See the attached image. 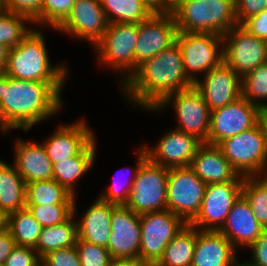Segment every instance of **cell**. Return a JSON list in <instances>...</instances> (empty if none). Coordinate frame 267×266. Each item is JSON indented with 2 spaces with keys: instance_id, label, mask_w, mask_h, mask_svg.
Segmentation results:
<instances>
[{
  "instance_id": "cell-1",
  "label": "cell",
  "mask_w": 267,
  "mask_h": 266,
  "mask_svg": "<svg viewBox=\"0 0 267 266\" xmlns=\"http://www.w3.org/2000/svg\"><path fill=\"white\" fill-rule=\"evenodd\" d=\"M64 86L65 82L19 80L1 73L0 132H28L34 125L57 116L63 109Z\"/></svg>"
},
{
  "instance_id": "cell-2",
  "label": "cell",
  "mask_w": 267,
  "mask_h": 266,
  "mask_svg": "<svg viewBox=\"0 0 267 266\" xmlns=\"http://www.w3.org/2000/svg\"><path fill=\"white\" fill-rule=\"evenodd\" d=\"M194 86L187 77L180 46L174 43L140 65L119 87L128 104L154 110L168 95Z\"/></svg>"
},
{
  "instance_id": "cell-3",
  "label": "cell",
  "mask_w": 267,
  "mask_h": 266,
  "mask_svg": "<svg viewBox=\"0 0 267 266\" xmlns=\"http://www.w3.org/2000/svg\"><path fill=\"white\" fill-rule=\"evenodd\" d=\"M42 29L32 27L17 46L9 49L5 73L19 80L66 82L69 67L65 62L52 66Z\"/></svg>"
},
{
  "instance_id": "cell-4",
  "label": "cell",
  "mask_w": 267,
  "mask_h": 266,
  "mask_svg": "<svg viewBox=\"0 0 267 266\" xmlns=\"http://www.w3.org/2000/svg\"><path fill=\"white\" fill-rule=\"evenodd\" d=\"M170 12L180 32L223 35L238 26L235 0H182Z\"/></svg>"
},
{
  "instance_id": "cell-5",
  "label": "cell",
  "mask_w": 267,
  "mask_h": 266,
  "mask_svg": "<svg viewBox=\"0 0 267 266\" xmlns=\"http://www.w3.org/2000/svg\"><path fill=\"white\" fill-rule=\"evenodd\" d=\"M137 39L138 23H108L102 38L93 46L100 65L113 72L123 73L122 78H116L121 79L118 81L119 86L134 72Z\"/></svg>"
},
{
  "instance_id": "cell-6",
  "label": "cell",
  "mask_w": 267,
  "mask_h": 266,
  "mask_svg": "<svg viewBox=\"0 0 267 266\" xmlns=\"http://www.w3.org/2000/svg\"><path fill=\"white\" fill-rule=\"evenodd\" d=\"M141 243L139 261L154 266L166 246L187 223L168 209L140 214Z\"/></svg>"
},
{
  "instance_id": "cell-7",
  "label": "cell",
  "mask_w": 267,
  "mask_h": 266,
  "mask_svg": "<svg viewBox=\"0 0 267 266\" xmlns=\"http://www.w3.org/2000/svg\"><path fill=\"white\" fill-rule=\"evenodd\" d=\"M183 55L184 70L195 84L197 74L204 75L223 62V36L214 33L180 32L176 36Z\"/></svg>"
},
{
  "instance_id": "cell-8",
  "label": "cell",
  "mask_w": 267,
  "mask_h": 266,
  "mask_svg": "<svg viewBox=\"0 0 267 266\" xmlns=\"http://www.w3.org/2000/svg\"><path fill=\"white\" fill-rule=\"evenodd\" d=\"M169 169L146 159L139 167L124 206L137 214L167 209Z\"/></svg>"
},
{
  "instance_id": "cell-9",
  "label": "cell",
  "mask_w": 267,
  "mask_h": 266,
  "mask_svg": "<svg viewBox=\"0 0 267 266\" xmlns=\"http://www.w3.org/2000/svg\"><path fill=\"white\" fill-rule=\"evenodd\" d=\"M166 106L175 109V118L177 117L179 123L175 129L195 136L202 143H207L211 111L194 86L168 95L154 110L148 112H161Z\"/></svg>"
},
{
  "instance_id": "cell-10",
  "label": "cell",
  "mask_w": 267,
  "mask_h": 266,
  "mask_svg": "<svg viewBox=\"0 0 267 266\" xmlns=\"http://www.w3.org/2000/svg\"><path fill=\"white\" fill-rule=\"evenodd\" d=\"M206 186L190 167L169 168L167 209L190 224L201 209Z\"/></svg>"
},
{
  "instance_id": "cell-11",
  "label": "cell",
  "mask_w": 267,
  "mask_h": 266,
  "mask_svg": "<svg viewBox=\"0 0 267 266\" xmlns=\"http://www.w3.org/2000/svg\"><path fill=\"white\" fill-rule=\"evenodd\" d=\"M232 167L242 176H257L267 156L259 123L218 145Z\"/></svg>"
},
{
  "instance_id": "cell-12",
  "label": "cell",
  "mask_w": 267,
  "mask_h": 266,
  "mask_svg": "<svg viewBox=\"0 0 267 266\" xmlns=\"http://www.w3.org/2000/svg\"><path fill=\"white\" fill-rule=\"evenodd\" d=\"M222 36L223 61L241 78L267 62V41L251 35L240 25Z\"/></svg>"
},
{
  "instance_id": "cell-13",
  "label": "cell",
  "mask_w": 267,
  "mask_h": 266,
  "mask_svg": "<svg viewBox=\"0 0 267 266\" xmlns=\"http://www.w3.org/2000/svg\"><path fill=\"white\" fill-rule=\"evenodd\" d=\"M243 181L208 184L201 209L190 223L203 231H220L229 211L242 195Z\"/></svg>"
},
{
  "instance_id": "cell-14",
  "label": "cell",
  "mask_w": 267,
  "mask_h": 266,
  "mask_svg": "<svg viewBox=\"0 0 267 266\" xmlns=\"http://www.w3.org/2000/svg\"><path fill=\"white\" fill-rule=\"evenodd\" d=\"M178 29L170 11L153 13L138 23V39L134 49V71L145 60L176 43Z\"/></svg>"
},
{
  "instance_id": "cell-15",
  "label": "cell",
  "mask_w": 267,
  "mask_h": 266,
  "mask_svg": "<svg viewBox=\"0 0 267 266\" xmlns=\"http://www.w3.org/2000/svg\"><path fill=\"white\" fill-rule=\"evenodd\" d=\"M260 110L243 97L211 111L207 143L219 145L224 139L233 137L258 123Z\"/></svg>"
},
{
  "instance_id": "cell-16",
  "label": "cell",
  "mask_w": 267,
  "mask_h": 266,
  "mask_svg": "<svg viewBox=\"0 0 267 266\" xmlns=\"http://www.w3.org/2000/svg\"><path fill=\"white\" fill-rule=\"evenodd\" d=\"M141 243L140 214L124 205L115 206L107 249L114 261L137 260Z\"/></svg>"
},
{
  "instance_id": "cell-17",
  "label": "cell",
  "mask_w": 267,
  "mask_h": 266,
  "mask_svg": "<svg viewBox=\"0 0 267 266\" xmlns=\"http://www.w3.org/2000/svg\"><path fill=\"white\" fill-rule=\"evenodd\" d=\"M107 26L100 0H77L70 14L55 30L94 46L102 38Z\"/></svg>"
},
{
  "instance_id": "cell-18",
  "label": "cell",
  "mask_w": 267,
  "mask_h": 266,
  "mask_svg": "<svg viewBox=\"0 0 267 266\" xmlns=\"http://www.w3.org/2000/svg\"><path fill=\"white\" fill-rule=\"evenodd\" d=\"M201 144L195 136L174 128L164 133L153 147L146 144L142 147L149 161L169 169L190 167Z\"/></svg>"
},
{
  "instance_id": "cell-19",
  "label": "cell",
  "mask_w": 267,
  "mask_h": 266,
  "mask_svg": "<svg viewBox=\"0 0 267 266\" xmlns=\"http://www.w3.org/2000/svg\"><path fill=\"white\" fill-rule=\"evenodd\" d=\"M194 87L201 93L210 111L222 108L242 97V78L224 61L205 73Z\"/></svg>"
},
{
  "instance_id": "cell-20",
  "label": "cell",
  "mask_w": 267,
  "mask_h": 266,
  "mask_svg": "<svg viewBox=\"0 0 267 266\" xmlns=\"http://www.w3.org/2000/svg\"><path fill=\"white\" fill-rule=\"evenodd\" d=\"M62 124L41 142L52 164L78 155L96 136L85 119Z\"/></svg>"
},
{
  "instance_id": "cell-21",
  "label": "cell",
  "mask_w": 267,
  "mask_h": 266,
  "mask_svg": "<svg viewBox=\"0 0 267 266\" xmlns=\"http://www.w3.org/2000/svg\"><path fill=\"white\" fill-rule=\"evenodd\" d=\"M13 164L25 184L53 179V164L43 144L38 141L16 138Z\"/></svg>"
},
{
  "instance_id": "cell-22",
  "label": "cell",
  "mask_w": 267,
  "mask_h": 266,
  "mask_svg": "<svg viewBox=\"0 0 267 266\" xmlns=\"http://www.w3.org/2000/svg\"><path fill=\"white\" fill-rule=\"evenodd\" d=\"M190 168L207 185L244 180V176L239 175L232 167L218 145L202 143L197 149Z\"/></svg>"
},
{
  "instance_id": "cell-23",
  "label": "cell",
  "mask_w": 267,
  "mask_h": 266,
  "mask_svg": "<svg viewBox=\"0 0 267 266\" xmlns=\"http://www.w3.org/2000/svg\"><path fill=\"white\" fill-rule=\"evenodd\" d=\"M262 230L263 227L252 213L249 203L241 195L229 211L220 232L238 251L239 247L245 249L253 244Z\"/></svg>"
},
{
  "instance_id": "cell-24",
  "label": "cell",
  "mask_w": 267,
  "mask_h": 266,
  "mask_svg": "<svg viewBox=\"0 0 267 266\" xmlns=\"http://www.w3.org/2000/svg\"><path fill=\"white\" fill-rule=\"evenodd\" d=\"M237 250L220 231L196 228V245L191 266H232Z\"/></svg>"
},
{
  "instance_id": "cell-25",
  "label": "cell",
  "mask_w": 267,
  "mask_h": 266,
  "mask_svg": "<svg viewBox=\"0 0 267 266\" xmlns=\"http://www.w3.org/2000/svg\"><path fill=\"white\" fill-rule=\"evenodd\" d=\"M115 204L98 196L77 222L78 239L107 248L111 234V217Z\"/></svg>"
},
{
  "instance_id": "cell-26",
  "label": "cell",
  "mask_w": 267,
  "mask_h": 266,
  "mask_svg": "<svg viewBox=\"0 0 267 266\" xmlns=\"http://www.w3.org/2000/svg\"><path fill=\"white\" fill-rule=\"evenodd\" d=\"M96 152L97 139L94 138L78 155L54 163L53 179L74 197H77L76 183L93 168L95 157L97 156Z\"/></svg>"
},
{
  "instance_id": "cell-27",
  "label": "cell",
  "mask_w": 267,
  "mask_h": 266,
  "mask_svg": "<svg viewBox=\"0 0 267 266\" xmlns=\"http://www.w3.org/2000/svg\"><path fill=\"white\" fill-rule=\"evenodd\" d=\"M26 208V184L14 164L0 158V209L6 214Z\"/></svg>"
},
{
  "instance_id": "cell-28",
  "label": "cell",
  "mask_w": 267,
  "mask_h": 266,
  "mask_svg": "<svg viewBox=\"0 0 267 266\" xmlns=\"http://www.w3.org/2000/svg\"><path fill=\"white\" fill-rule=\"evenodd\" d=\"M77 199L75 198L73 215L65 222L53 226L42 227L34 249L42 258L48 252L75 246L78 240Z\"/></svg>"
},
{
  "instance_id": "cell-29",
  "label": "cell",
  "mask_w": 267,
  "mask_h": 266,
  "mask_svg": "<svg viewBox=\"0 0 267 266\" xmlns=\"http://www.w3.org/2000/svg\"><path fill=\"white\" fill-rule=\"evenodd\" d=\"M196 245V227L187 224L166 246L154 266H191Z\"/></svg>"
},
{
  "instance_id": "cell-30",
  "label": "cell",
  "mask_w": 267,
  "mask_h": 266,
  "mask_svg": "<svg viewBox=\"0 0 267 266\" xmlns=\"http://www.w3.org/2000/svg\"><path fill=\"white\" fill-rule=\"evenodd\" d=\"M108 23H140L154 12L141 0H100Z\"/></svg>"
},
{
  "instance_id": "cell-31",
  "label": "cell",
  "mask_w": 267,
  "mask_h": 266,
  "mask_svg": "<svg viewBox=\"0 0 267 266\" xmlns=\"http://www.w3.org/2000/svg\"><path fill=\"white\" fill-rule=\"evenodd\" d=\"M75 198L54 179L26 184V205L74 204Z\"/></svg>"
},
{
  "instance_id": "cell-32",
  "label": "cell",
  "mask_w": 267,
  "mask_h": 266,
  "mask_svg": "<svg viewBox=\"0 0 267 266\" xmlns=\"http://www.w3.org/2000/svg\"><path fill=\"white\" fill-rule=\"evenodd\" d=\"M7 230L12 234L16 245L34 248L42 226L28 209L24 208L7 215Z\"/></svg>"
},
{
  "instance_id": "cell-33",
  "label": "cell",
  "mask_w": 267,
  "mask_h": 266,
  "mask_svg": "<svg viewBox=\"0 0 267 266\" xmlns=\"http://www.w3.org/2000/svg\"><path fill=\"white\" fill-rule=\"evenodd\" d=\"M242 196L249 203L259 224L263 228H267V183L258 176H245Z\"/></svg>"
},
{
  "instance_id": "cell-34",
  "label": "cell",
  "mask_w": 267,
  "mask_h": 266,
  "mask_svg": "<svg viewBox=\"0 0 267 266\" xmlns=\"http://www.w3.org/2000/svg\"><path fill=\"white\" fill-rule=\"evenodd\" d=\"M242 97L259 109L267 108V62L242 77Z\"/></svg>"
},
{
  "instance_id": "cell-35",
  "label": "cell",
  "mask_w": 267,
  "mask_h": 266,
  "mask_svg": "<svg viewBox=\"0 0 267 266\" xmlns=\"http://www.w3.org/2000/svg\"><path fill=\"white\" fill-rule=\"evenodd\" d=\"M33 23L25 16L6 11L0 14V43L9 48L17 46L32 28Z\"/></svg>"
},
{
  "instance_id": "cell-36",
  "label": "cell",
  "mask_w": 267,
  "mask_h": 266,
  "mask_svg": "<svg viewBox=\"0 0 267 266\" xmlns=\"http://www.w3.org/2000/svg\"><path fill=\"white\" fill-rule=\"evenodd\" d=\"M137 150V166L135 168H133V176H129L131 177V179H126V182L123 183L125 181L122 182L118 177L116 179H114V182H112V185H109L107 187V189H105V191L99 194V198L102 199L103 201H106L108 203L111 204H115L117 206L119 205H125L127 202V199L129 197V193H130V189L132 187V184L135 180L137 171L139 169V167L141 166V164L147 159V154L146 151L144 150V148L142 146H139L138 148H136ZM119 171V170H118ZM117 176V175H116ZM115 177V176H114ZM116 180V181H115ZM128 181V182H127ZM123 184V185H122Z\"/></svg>"
},
{
  "instance_id": "cell-37",
  "label": "cell",
  "mask_w": 267,
  "mask_h": 266,
  "mask_svg": "<svg viewBox=\"0 0 267 266\" xmlns=\"http://www.w3.org/2000/svg\"><path fill=\"white\" fill-rule=\"evenodd\" d=\"M42 227L67 221L73 215L74 204L26 205Z\"/></svg>"
},
{
  "instance_id": "cell-38",
  "label": "cell",
  "mask_w": 267,
  "mask_h": 266,
  "mask_svg": "<svg viewBox=\"0 0 267 266\" xmlns=\"http://www.w3.org/2000/svg\"><path fill=\"white\" fill-rule=\"evenodd\" d=\"M77 0H43L42 28L55 29L67 18Z\"/></svg>"
},
{
  "instance_id": "cell-39",
  "label": "cell",
  "mask_w": 267,
  "mask_h": 266,
  "mask_svg": "<svg viewBox=\"0 0 267 266\" xmlns=\"http://www.w3.org/2000/svg\"><path fill=\"white\" fill-rule=\"evenodd\" d=\"M76 248L81 266H111L114 261L107 248L77 240Z\"/></svg>"
},
{
  "instance_id": "cell-40",
  "label": "cell",
  "mask_w": 267,
  "mask_h": 266,
  "mask_svg": "<svg viewBox=\"0 0 267 266\" xmlns=\"http://www.w3.org/2000/svg\"><path fill=\"white\" fill-rule=\"evenodd\" d=\"M7 11L28 18L36 27H42L43 0H4ZM38 25V26H37Z\"/></svg>"
},
{
  "instance_id": "cell-41",
  "label": "cell",
  "mask_w": 267,
  "mask_h": 266,
  "mask_svg": "<svg viewBox=\"0 0 267 266\" xmlns=\"http://www.w3.org/2000/svg\"><path fill=\"white\" fill-rule=\"evenodd\" d=\"M41 266H81L76 246L48 252L41 258Z\"/></svg>"
},
{
  "instance_id": "cell-42",
  "label": "cell",
  "mask_w": 267,
  "mask_h": 266,
  "mask_svg": "<svg viewBox=\"0 0 267 266\" xmlns=\"http://www.w3.org/2000/svg\"><path fill=\"white\" fill-rule=\"evenodd\" d=\"M4 266H41V258L32 247L16 245L6 258Z\"/></svg>"
},
{
  "instance_id": "cell-43",
  "label": "cell",
  "mask_w": 267,
  "mask_h": 266,
  "mask_svg": "<svg viewBox=\"0 0 267 266\" xmlns=\"http://www.w3.org/2000/svg\"><path fill=\"white\" fill-rule=\"evenodd\" d=\"M267 9V0H235V16L238 25Z\"/></svg>"
},
{
  "instance_id": "cell-44",
  "label": "cell",
  "mask_w": 267,
  "mask_h": 266,
  "mask_svg": "<svg viewBox=\"0 0 267 266\" xmlns=\"http://www.w3.org/2000/svg\"><path fill=\"white\" fill-rule=\"evenodd\" d=\"M252 251L248 262L253 266H267V228H263L259 237L247 249Z\"/></svg>"
},
{
  "instance_id": "cell-45",
  "label": "cell",
  "mask_w": 267,
  "mask_h": 266,
  "mask_svg": "<svg viewBox=\"0 0 267 266\" xmlns=\"http://www.w3.org/2000/svg\"><path fill=\"white\" fill-rule=\"evenodd\" d=\"M240 26L251 35L267 41V9L248 18Z\"/></svg>"
},
{
  "instance_id": "cell-46",
  "label": "cell",
  "mask_w": 267,
  "mask_h": 266,
  "mask_svg": "<svg viewBox=\"0 0 267 266\" xmlns=\"http://www.w3.org/2000/svg\"><path fill=\"white\" fill-rule=\"evenodd\" d=\"M15 246V240L7 229L0 233V265L4 264Z\"/></svg>"
},
{
  "instance_id": "cell-47",
  "label": "cell",
  "mask_w": 267,
  "mask_h": 266,
  "mask_svg": "<svg viewBox=\"0 0 267 266\" xmlns=\"http://www.w3.org/2000/svg\"><path fill=\"white\" fill-rule=\"evenodd\" d=\"M143 1L154 13L166 12V0H141Z\"/></svg>"
},
{
  "instance_id": "cell-48",
  "label": "cell",
  "mask_w": 267,
  "mask_h": 266,
  "mask_svg": "<svg viewBox=\"0 0 267 266\" xmlns=\"http://www.w3.org/2000/svg\"><path fill=\"white\" fill-rule=\"evenodd\" d=\"M258 123L261 126V129L264 134L265 150L267 153V108L260 110Z\"/></svg>"
},
{
  "instance_id": "cell-49",
  "label": "cell",
  "mask_w": 267,
  "mask_h": 266,
  "mask_svg": "<svg viewBox=\"0 0 267 266\" xmlns=\"http://www.w3.org/2000/svg\"><path fill=\"white\" fill-rule=\"evenodd\" d=\"M9 49V47L0 43V74L5 72Z\"/></svg>"
},
{
  "instance_id": "cell-50",
  "label": "cell",
  "mask_w": 267,
  "mask_h": 266,
  "mask_svg": "<svg viewBox=\"0 0 267 266\" xmlns=\"http://www.w3.org/2000/svg\"><path fill=\"white\" fill-rule=\"evenodd\" d=\"M111 266H146L137 260H121V261H113Z\"/></svg>"
},
{
  "instance_id": "cell-51",
  "label": "cell",
  "mask_w": 267,
  "mask_h": 266,
  "mask_svg": "<svg viewBox=\"0 0 267 266\" xmlns=\"http://www.w3.org/2000/svg\"><path fill=\"white\" fill-rule=\"evenodd\" d=\"M7 229V215L0 209V233Z\"/></svg>"
},
{
  "instance_id": "cell-52",
  "label": "cell",
  "mask_w": 267,
  "mask_h": 266,
  "mask_svg": "<svg viewBox=\"0 0 267 266\" xmlns=\"http://www.w3.org/2000/svg\"><path fill=\"white\" fill-rule=\"evenodd\" d=\"M263 182L267 183V156L265 158L264 165L260 171V173L257 175Z\"/></svg>"
},
{
  "instance_id": "cell-53",
  "label": "cell",
  "mask_w": 267,
  "mask_h": 266,
  "mask_svg": "<svg viewBox=\"0 0 267 266\" xmlns=\"http://www.w3.org/2000/svg\"><path fill=\"white\" fill-rule=\"evenodd\" d=\"M182 0H166V11H171Z\"/></svg>"
},
{
  "instance_id": "cell-54",
  "label": "cell",
  "mask_w": 267,
  "mask_h": 266,
  "mask_svg": "<svg viewBox=\"0 0 267 266\" xmlns=\"http://www.w3.org/2000/svg\"><path fill=\"white\" fill-rule=\"evenodd\" d=\"M238 261H239V259L237 258V261L235 260V262L233 263L232 266H253L247 260L243 263L241 261L240 262H238Z\"/></svg>"
},
{
  "instance_id": "cell-55",
  "label": "cell",
  "mask_w": 267,
  "mask_h": 266,
  "mask_svg": "<svg viewBox=\"0 0 267 266\" xmlns=\"http://www.w3.org/2000/svg\"><path fill=\"white\" fill-rule=\"evenodd\" d=\"M7 11L6 5H5V1L4 0H0V14L4 13Z\"/></svg>"
}]
</instances>
